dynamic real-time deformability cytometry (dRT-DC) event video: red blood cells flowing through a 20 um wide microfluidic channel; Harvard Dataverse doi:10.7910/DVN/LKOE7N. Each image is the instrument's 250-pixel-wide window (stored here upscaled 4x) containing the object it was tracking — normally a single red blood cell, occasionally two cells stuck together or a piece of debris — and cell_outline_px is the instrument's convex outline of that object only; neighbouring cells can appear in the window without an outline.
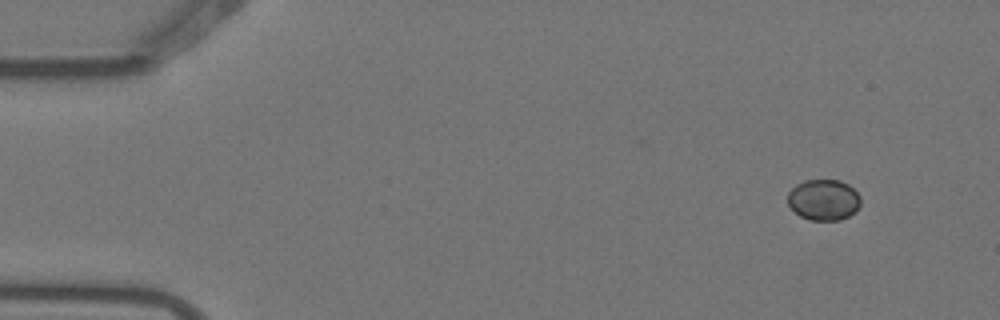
{"species": "Egyptian fruit bat (a non-hibernating species)", "species_latin": "Rousettus aegyptiacus", "temperature_condition": "warm", "stored_images_in_passage": 6, "camera_frame_rate_fps": 3000, "um_per_image_px": 0.085, "animal": {"sex": "female"}, "frame": {"image": 1, "passage_image": 2, "time_ms": 0.333, "image_size_px": [1000, 320], "cell_outline_px": [[860, 204], [856, 212], [840, 220], [812, 220], [800, 216], [788, 204], [788, 192], [796, 184], [804, 180], [840, 180], [848, 184], [860, 196]], "centroid_in_image_um": [70.01, 16.98], "position_along_channel_um": 15.0, "area_um2": 17.4}}